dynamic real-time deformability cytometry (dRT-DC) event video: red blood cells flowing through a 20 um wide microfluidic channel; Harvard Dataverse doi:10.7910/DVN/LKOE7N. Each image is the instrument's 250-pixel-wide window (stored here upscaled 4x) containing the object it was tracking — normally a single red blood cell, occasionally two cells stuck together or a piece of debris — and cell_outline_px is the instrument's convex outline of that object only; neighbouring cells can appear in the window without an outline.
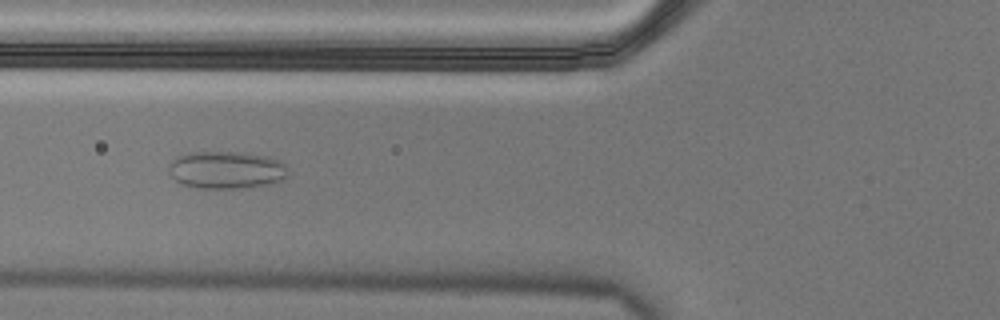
{"species": "Egyptian fruit bat (a non-hibernating species)", "species_latin": "Rousettus aegyptiacus", "temperature_condition": "cold", "stored_images_in_passage": 41, "camera_frame_rate_fps": 3000, "um_per_image_px": 0.085, "animal": {"sex": "male"}, "frame": {"image": 1, "passage_image": 7, "time_ms": 2.0, "image_size_px": [1000, 320], "cell_outline_px": [[288, 172], [280, 180], [268, 184], [236, 188], [196, 188], [180, 184], [172, 176], [168, 168], [168, 164], [176, 156], [188, 152], [244, 152], [268, 156], [280, 160], [284, 164]], "centroid_in_image_um": [19.19, 14.43], "position_along_channel_um": 106.6, "area_um2": 26.13}}
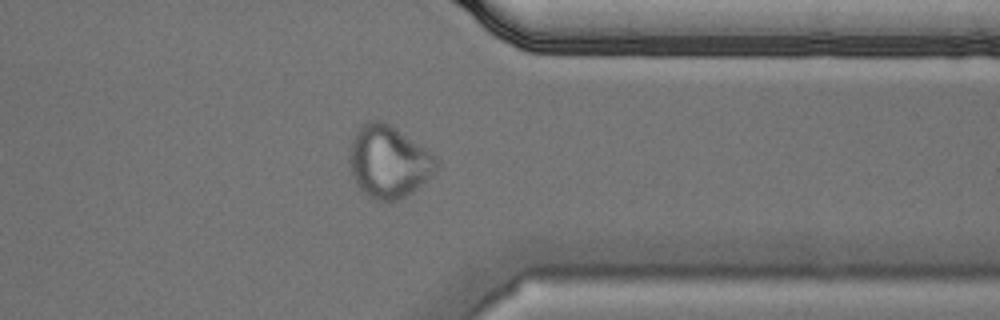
{"frame": {"image": 2, "passage_image": 30, "time_ms": 9.667, "image_size_px": [1000, 320], "cell_outline_px": [[440, 164], [436, 172], [432, 176], [412, 192], [388, 204], [372, 200], [356, 184], [348, 160], [348, 156], [352, 140], [356, 132], [368, 120], [384, 120], [392, 124], [436, 156], [440, 160]], "centroid_in_image_um": [33.06, 13.76], "position_along_channel_um": 378.3, "area_um2": 37.17}}